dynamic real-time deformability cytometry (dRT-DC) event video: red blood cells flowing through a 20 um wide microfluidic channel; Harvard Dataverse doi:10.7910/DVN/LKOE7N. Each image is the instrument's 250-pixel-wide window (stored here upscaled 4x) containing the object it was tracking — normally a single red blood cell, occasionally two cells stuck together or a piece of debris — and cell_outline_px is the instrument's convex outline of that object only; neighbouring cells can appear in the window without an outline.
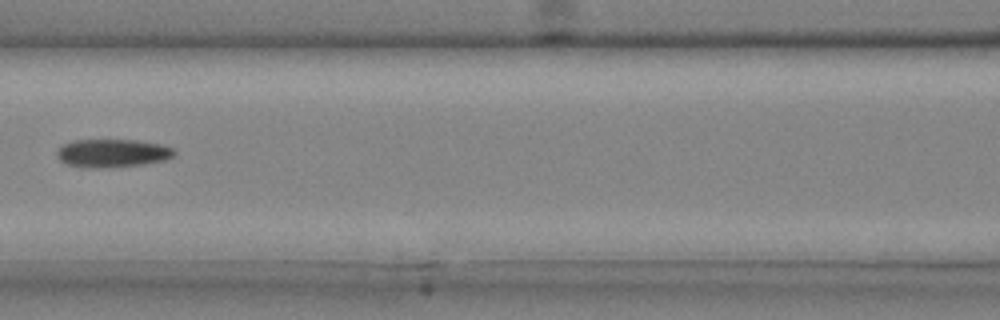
{"species": "common noctule bat (a hibernating species)", "species_latin": "Nyctalus noctula", "temperature_condition": "cold", "stored_images_in_passage": 6, "camera_frame_rate_fps": 3000, "um_per_image_px": 0.085, "animal": {"sex": "male", "body_mass_g": 20.4}, "frame": {"image": 1, "passage_image": 6, "time_ms": 1.667, "image_size_px": [1000, 320], "cell_outline_px": [[176, 152], [172, 156], [164, 160], [144, 164], [108, 168], [80, 168], [68, 164], [60, 160], [56, 156], [56, 152], [64, 144], [76, 140], [136, 140], [160, 144], [172, 148]], "centroid_in_image_um": [9.53, 13.03], "position_along_channel_um": 157.1, "area_um2": 19.31}}